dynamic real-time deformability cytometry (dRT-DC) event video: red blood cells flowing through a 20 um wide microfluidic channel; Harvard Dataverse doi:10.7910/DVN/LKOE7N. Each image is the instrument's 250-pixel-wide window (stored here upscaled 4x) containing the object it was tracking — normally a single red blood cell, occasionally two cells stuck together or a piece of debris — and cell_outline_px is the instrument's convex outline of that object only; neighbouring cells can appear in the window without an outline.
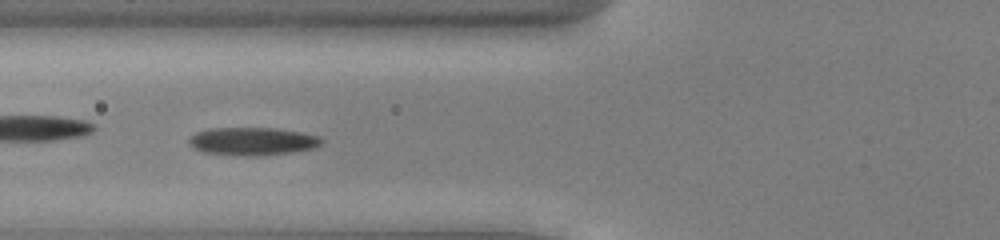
{"species": "common noctule bat (a hibernating species)", "species_latin": "Nyctalus noctula", "temperature_condition": "cold", "stored_images_in_passage": 46, "camera_frame_rate_fps": 3000, "um_per_image_px": 0.085, "animal": {"sex": "male", "body_mass_g": 13.0, "forearm_length_mm": 53.1}, "frame": {"image": 1, "passage_image": 14, "time_ms": 4.333, "image_size_px": [1000, 240], "cell_outline_px": [[324, 140], [316, 148], [292, 152], [256, 156], [248, 156], [204, 152], [192, 148], [188, 140], [196, 132], [208, 128], [276, 128], [300, 132], [316, 136]], "centroid_in_image_um": [21.45, 12.01], "position_along_channel_um": 104.3, "area_um2": 21.5}}
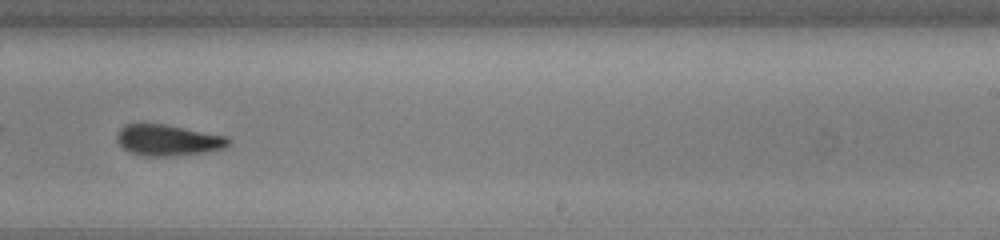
{"frame": {"image": 2, "passage_image": 27, "time_ms": 8.667, "image_size_px": [1000, 240], "cell_outline_px": [[232, 140], [224, 148], [204, 152], [172, 156], [140, 156], [124, 148], [116, 140], [116, 132], [124, 124], [164, 124], [228, 136]], "centroid_in_image_um": [14.27, 11.91], "position_along_channel_um": 274.7, "area_um2": 20.23}}
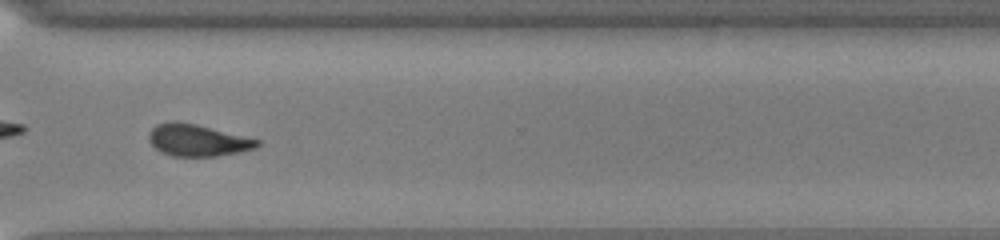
{"frame": {"image": 3, "passage_image": 33, "time_ms": 10.667, "image_size_px": [1000, 240], "cell_outline_px": [[260, 144], [256, 148], [240, 152], [216, 156], [172, 156], [160, 152], [148, 140], [148, 132], [156, 124], [172, 120], [176, 120], [196, 124], [260, 140]], "centroid_in_image_um": [16.75, 11.91], "position_along_channel_um": 353.8, "area_um2": 20.23}}